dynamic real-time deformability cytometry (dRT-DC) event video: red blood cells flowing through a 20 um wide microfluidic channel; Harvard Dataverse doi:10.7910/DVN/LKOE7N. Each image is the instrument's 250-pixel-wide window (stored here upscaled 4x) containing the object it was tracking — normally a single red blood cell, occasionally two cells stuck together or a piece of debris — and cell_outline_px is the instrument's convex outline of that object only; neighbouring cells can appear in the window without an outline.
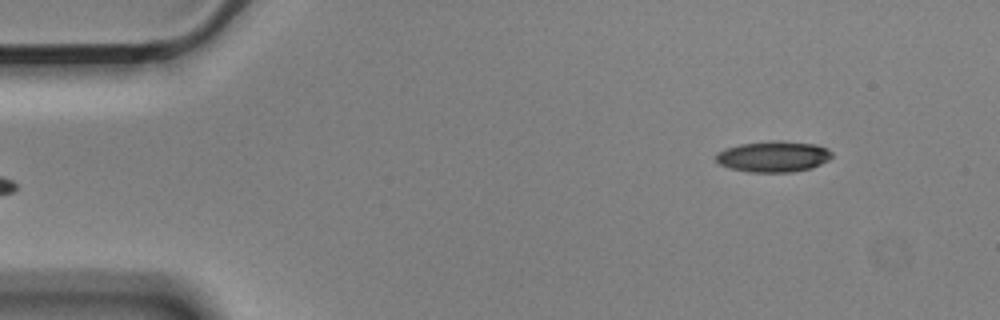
{"species": "Egyptian fruit bat (a non-hibernating species)", "species_latin": "Rousettus aegyptiacus", "temperature_condition": "cold", "stored_images_in_passage": 6, "camera_frame_rate_fps": 3000, "um_per_image_px": 0.085, "animal": {"sex": "male"}, "frame": {"image": 1, "passage_image": 6, "time_ms": 1.667, "image_size_px": [1000, 320], "cell_outline_px": [[832, 156], [828, 160], [812, 168], [792, 172], [748, 172], [728, 168], [720, 164], [716, 160], [716, 152], [740, 144], [772, 140], [776, 140], [816, 144], [832, 152]], "centroid_in_image_um": [65.72, 13.31], "position_along_channel_um": 19.3, "area_um2": 20.92}}